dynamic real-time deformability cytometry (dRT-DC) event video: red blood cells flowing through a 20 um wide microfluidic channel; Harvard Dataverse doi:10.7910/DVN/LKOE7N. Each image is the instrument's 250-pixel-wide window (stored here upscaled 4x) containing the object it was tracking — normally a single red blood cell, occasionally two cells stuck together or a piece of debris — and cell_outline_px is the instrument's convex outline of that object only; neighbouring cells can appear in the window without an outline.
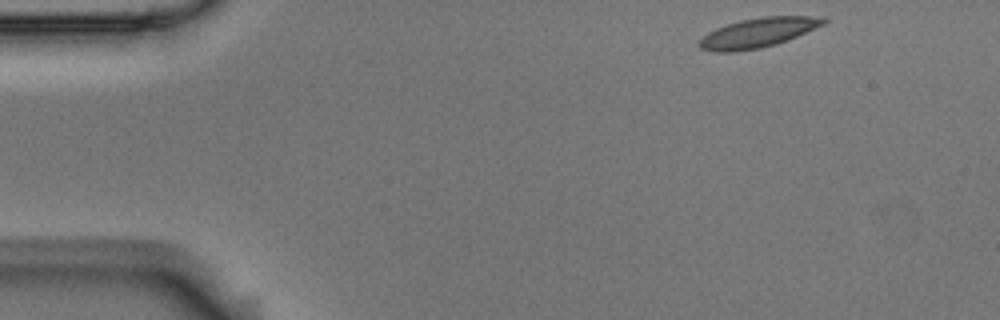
{"species": "Egyptian fruit bat (a non-hibernating species)", "species_latin": "Rousettus aegyptiacus", "temperature_condition": "room temperature", "stored_images_in_passage": 51, "camera_frame_rate_fps": 3000, "um_per_image_px": 0.085, "animal": {"sex": "male"}, "frame": {"image": 1, "passage_image": 1, "time_ms": 0.0, "image_size_px": [1000, 320], "cell_outline_px": [[828, 20], [824, 24], [796, 36], [776, 44], [760, 48], [736, 52], [712, 52], [700, 48], [696, 44], [708, 32], [716, 28], [740, 20], [760, 16], [824, 16]], "centroid_in_image_um": [64.41, 2.78], "position_along_channel_um": 20.6, "area_um2": 21.44}}
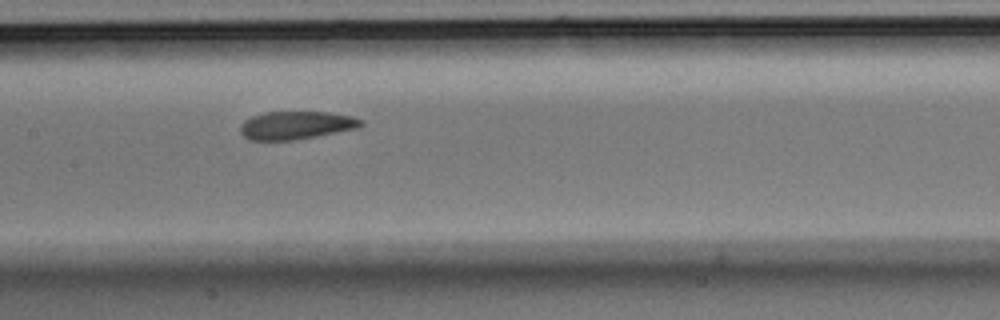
{"frame": {"image": 2, "passage_image": 22, "time_ms": 7.0, "image_size_px": [1000, 320], "cell_outline_px": [[364, 124], [360, 128], [296, 140], [248, 140], [240, 132], [240, 124], [244, 120], [252, 116], [264, 112], [328, 112], [352, 116], [364, 120]], "centroid_in_image_um": [25.19, 10.65], "position_along_channel_um": 182.2, "area_um2": 20.0}}
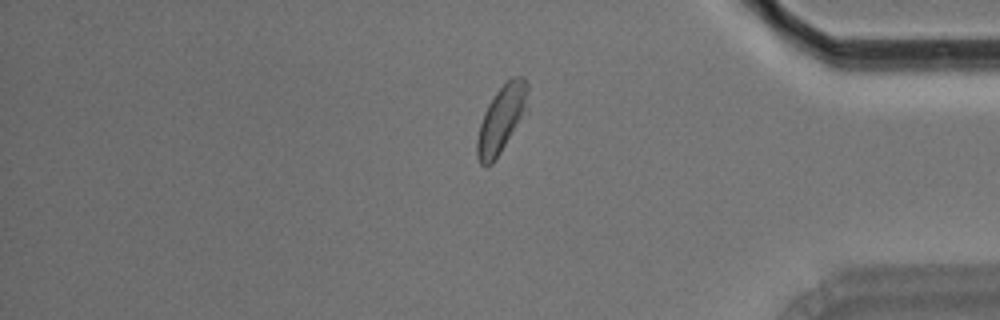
{"frame": {"image": 3, "passage_image": 42, "time_ms": 13.667, "image_size_px": [1000, 320], "cell_outline_px": [[528, 112], [492, 164], [488, 168], [484, 168], [480, 164], [476, 156], [476, 140], [480, 124], [484, 112], [488, 104], [496, 92], [512, 76], [524, 76], [528, 84]], "centroid_in_image_um": [42.64, 10.14], "position_along_channel_um": 392.6, "area_um2": 20.35}, "authors_computed_cell_mechanics": {"area_um2": 20.519, "velocity_mm_per_s": 3.5166, "shape_relaxation_time_tau1_ms": 4.9723, "shape_relaxation_time_tau2_ms": 1.9284, "deformation_change_tau1": 0.1326, "deformation_change_tau2": 0.0736}}